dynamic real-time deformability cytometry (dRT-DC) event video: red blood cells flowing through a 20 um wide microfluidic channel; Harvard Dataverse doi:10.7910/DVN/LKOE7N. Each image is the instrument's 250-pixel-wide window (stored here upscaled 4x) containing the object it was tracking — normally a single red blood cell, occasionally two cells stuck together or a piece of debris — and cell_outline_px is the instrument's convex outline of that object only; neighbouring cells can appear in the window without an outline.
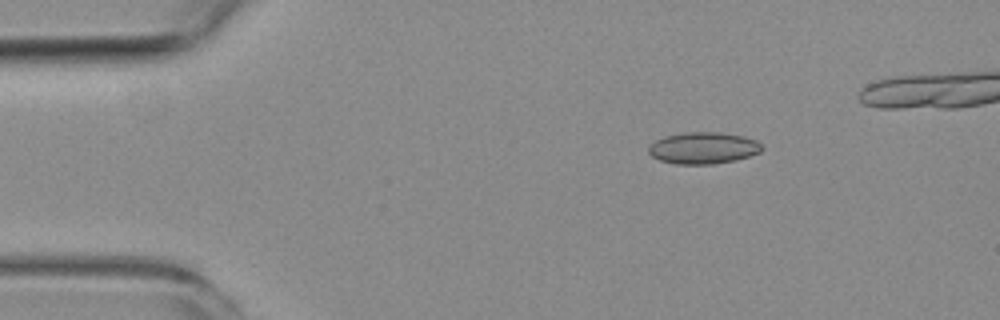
{"species": "common noctule bat (a hibernating species)", "species_latin": "Nyctalus noctula", "temperature_condition": "room temperature", "stored_images_in_passage": 5, "camera_frame_rate_fps": 3000, "um_per_image_px": 0.085, "animal": {"sex": "female", "body_mass_g": 19.3, "forearm_length_mm": 54.1}, "frame": {"image": 1, "passage_image": 2, "time_ms": 1.0, "image_size_px": [1000, 320], "cell_outline_px": [[764, 148], [760, 152], [736, 160], [712, 164], [676, 164], [660, 160], [652, 156], [648, 152], [648, 148], [656, 140], [664, 136], [684, 132], [720, 132], [744, 136], [756, 140]], "centroid_in_image_um": [59.78, 12.57], "position_along_channel_um": 25.2, "area_um2": 20.92}}
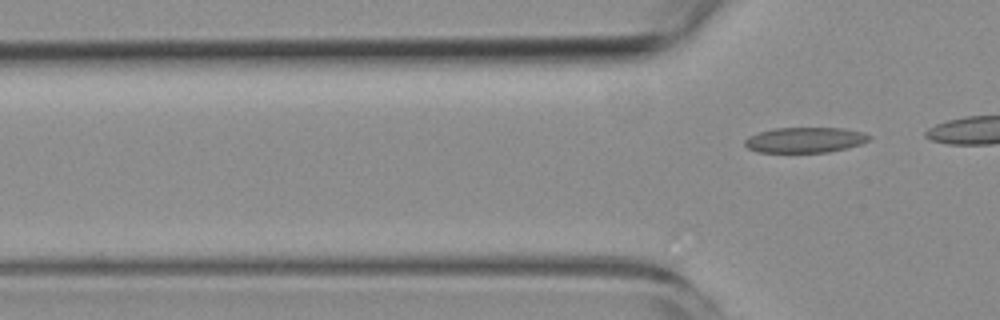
{"frame": {"image": 2, "passage_image": 5, "time_ms": 6.0, "image_size_px": [1000, 320], "cell_outline_px": [[872, 136], [868, 140], [860, 144], [828, 152], [756, 152], [748, 148], [744, 144], [744, 140], [748, 136], [772, 128], [844, 128], [864, 132]], "centroid_in_image_um": [68.4, 11.89], "position_along_channel_um": 57.4, "area_um2": 18.38}}